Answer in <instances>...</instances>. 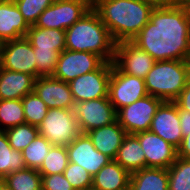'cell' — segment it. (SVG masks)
Here are the masks:
<instances>
[{
	"instance_id": "21",
	"label": "cell",
	"mask_w": 190,
	"mask_h": 190,
	"mask_svg": "<svg viewBox=\"0 0 190 190\" xmlns=\"http://www.w3.org/2000/svg\"><path fill=\"white\" fill-rule=\"evenodd\" d=\"M131 174L111 160L92 177L91 190H129Z\"/></svg>"
},
{
	"instance_id": "33",
	"label": "cell",
	"mask_w": 190,
	"mask_h": 190,
	"mask_svg": "<svg viewBox=\"0 0 190 190\" xmlns=\"http://www.w3.org/2000/svg\"><path fill=\"white\" fill-rule=\"evenodd\" d=\"M55 0H14L29 26L35 25L40 14Z\"/></svg>"
},
{
	"instance_id": "19",
	"label": "cell",
	"mask_w": 190,
	"mask_h": 190,
	"mask_svg": "<svg viewBox=\"0 0 190 190\" xmlns=\"http://www.w3.org/2000/svg\"><path fill=\"white\" fill-rule=\"evenodd\" d=\"M86 134L95 149L114 160L127 132L116 120L112 124L91 130Z\"/></svg>"
},
{
	"instance_id": "34",
	"label": "cell",
	"mask_w": 190,
	"mask_h": 190,
	"mask_svg": "<svg viewBox=\"0 0 190 190\" xmlns=\"http://www.w3.org/2000/svg\"><path fill=\"white\" fill-rule=\"evenodd\" d=\"M63 174L74 190L92 188V176L79 164L68 162Z\"/></svg>"
},
{
	"instance_id": "7",
	"label": "cell",
	"mask_w": 190,
	"mask_h": 190,
	"mask_svg": "<svg viewBox=\"0 0 190 190\" xmlns=\"http://www.w3.org/2000/svg\"><path fill=\"white\" fill-rule=\"evenodd\" d=\"M147 95L144 79L126 74L112 64L108 97L116 112Z\"/></svg>"
},
{
	"instance_id": "20",
	"label": "cell",
	"mask_w": 190,
	"mask_h": 190,
	"mask_svg": "<svg viewBox=\"0 0 190 190\" xmlns=\"http://www.w3.org/2000/svg\"><path fill=\"white\" fill-rule=\"evenodd\" d=\"M35 77L0 67V100L22 99L34 92Z\"/></svg>"
},
{
	"instance_id": "24",
	"label": "cell",
	"mask_w": 190,
	"mask_h": 190,
	"mask_svg": "<svg viewBox=\"0 0 190 190\" xmlns=\"http://www.w3.org/2000/svg\"><path fill=\"white\" fill-rule=\"evenodd\" d=\"M26 39L33 48L62 52L65 50V31L30 26Z\"/></svg>"
},
{
	"instance_id": "13",
	"label": "cell",
	"mask_w": 190,
	"mask_h": 190,
	"mask_svg": "<svg viewBox=\"0 0 190 190\" xmlns=\"http://www.w3.org/2000/svg\"><path fill=\"white\" fill-rule=\"evenodd\" d=\"M31 43L26 37L6 41L3 49L2 68L26 73L37 79L36 58Z\"/></svg>"
},
{
	"instance_id": "8",
	"label": "cell",
	"mask_w": 190,
	"mask_h": 190,
	"mask_svg": "<svg viewBox=\"0 0 190 190\" xmlns=\"http://www.w3.org/2000/svg\"><path fill=\"white\" fill-rule=\"evenodd\" d=\"M113 62H104L97 70L78 76L69 82L75 103L108 97Z\"/></svg>"
},
{
	"instance_id": "2",
	"label": "cell",
	"mask_w": 190,
	"mask_h": 190,
	"mask_svg": "<svg viewBox=\"0 0 190 190\" xmlns=\"http://www.w3.org/2000/svg\"><path fill=\"white\" fill-rule=\"evenodd\" d=\"M92 8L118 43L131 41L150 21L155 7L141 0H93Z\"/></svg>"
},
{
	"instance_id": "38",
	"label": "cell",
	"mask_w": 190,
	"mask_h": 190,
	"mask_svg": "<svg viewBox=\"0 0 190 190\" xmlns=\"http://www.w3.org/2000/svg\"><path fill=\"white\" fill-rule=\"evenodd\" d=\"M183 139L177 149V157L190 159V131H182Z\"/></svg>"
},
{
	"instance_id": "15",
	"label": "cell",
	"mask_w": 190,
	"mask_h": 190,
	"mask_svg": "<svg viewBox=\"0 0 190 190\" xmlns=\"http://www.w3.org/2000/svg\"><path fill=\"white\" fill-rule=\"evenodd\" d=\"M149 130L176 149L179 148L183 139V133L180 127L179 107L175 102L163 101L160 104Z\"/></svg>"
},
{
	"instance_id": "17",
	"label": "cell",
	"mask_w": 190,
	"mask_h": 190,
	"mask_svg": "<svg viewBox=\"0 0 190 190\" xmlns=\"http://www.w3.org/2000/svg\"><path fill=\"white\" fill-rule=\"evenodd\" d=\"M34 92L45 102L48 109H73L74 100L69 84L52 76L35 79Z\"/></svg>"
},
{
	"instance_id": "43",
	"label": "cell",
	"mask_w": 190,
	"mask_h": 190,
	"mask_svg": "<svg viewBox=\"0 0 190 190\" xmlns=\"http://www.w3.org/2000/svg\"><path fill=\"white\" fill-rule=\"evenodd\" d=\"M0 190H11L3 179L0 180Z\"/></svg>"
},
{
	"instance_id": "36",
	"label": "cell",
	"mask_w": 190,
	"mask_h": 190,
	"mask_svg": "<svg viewBox=\"0 0 190 190\" xmlns=\"http://www.w3.org/2000/svg\"><path fill=\"white\" fill-rule=\"evenodd\" d=\"M41 176L42 190H74L63 173Z\"/></svg>"
},
{
	"instance_id": "35",
	"label": "cell",
	"mask_w": 190,
	"mask_h": 190,
	"mask_svg": "<svg viewBox=\"0 0 190 190\" xmlns=\"http://www.w3.org/2000/svg\"><path fill=\"white\" fill-rule=\"evenodd\" d=\"M36 58L37 78L40 76H52L55 71L60 52L51 50H38L33 48Z\"/></svg>"
},
{
	"instance_id": "26",
	"label": "cell",
	"mask_w": 190,
	"mask_h": 190,
	"mask_svg": "<svg viewBox=\"0 0 190 190\" xmlns=\"http://www.w3.org/2000/svg\"><path fill=\"white\" fill-rule=\"evenodd\" d=\"M11 190H42V176L37 169L24 168L4 179Z\"/></svg>"
},
{
	"instance_id": "32",
	"label": "cell",
	"mask_w": 190,
	"mask_h": 190,
	"mask_svg": "<svg viewBox=\"0 0 190 190\" xmlns=\"http://www.w3.org/2000/svg\"><path fill=\"white\" fill-rule=\"evenodd\" d=\"M10 146L18 151L25 149L39 134L38 127L21 124L5 130Z\"/></svg>"
},
{
	"instance_id": "18",
	"label": "cell",
	"mask_w": 190,
	"mask_h": 190,
	"mask_svg": "<svg viewBox=\"0 0 190 190\" xmlns=\"http://www.w3.org/2000/svg\"><path fill=\"white\" fill-rule=\"evenodd\" d=\"M29 28L14 0H0L1 40L6 42L26 37Z\"/></svg>"
},
{
	"instance_id": "12",
	"label": "cell",
	"mask_w": 190,
	"mask_h": 190,
	"mask_svg": "<svg viewBox=\"0 0 190 190\" xmlns=\"http://www.w3.org/2000/svg\"><path fill=\"white\" fill-rule=\"evenodd\" d=\"M155 60L132 41L116 43L113 64L122 72L145 79Z\"/></svg>"
},
{
	"instance_id": "39",
	"label": "cell",
	"mask_w": 190,
	"mask_h": 190,
	"mask_svg": "<svg viewBox=\"0 0 190 190\" xmlns=\"http://www.w3.org/2000/svg\"><path fill=\"white\" fill-rule=\"evenodd\" d=\"M180 127L182 131H190V112L179 108Z\"/></svg>"
},
{
	"instance_id": "6",
	"label": "cell",
	"mask_w": 190,
	"mask_h": 190,
	"mask_svg": "<svg viewBox=\"0 0 190 190\" xmlns=\"http://www.w3.org/2000/svg\"><path fill=\"white\" fill-rule=\"evenodd\" d=\"M91 8V0H55L40 14L34 26L65 31Z\"/></svg>"
},
{
	"instance_id": "37",
	"label": "cell",
	"mask_w": 190,
	"mask_h": 190,
	"mask_svg": "<svg viewBox=\"0 0 190 190\" xmlns=\"http://www.w3.org/2000/svg\"><path fill=\"white\" fill-rule=\"evenodd\" d=\"M174 102L181 110L190 112V79Z\"/></svg>"
},
{
	"instance_id": "31",
	"label": "cell",
	"mask_w": 190,
	"mask_h": 190,
	"mask_svg": "<svg viewBox=\"0 0 190 190\" xmlns=\"http://www.w3.org/2000/svg\"><path fill=\"white\" fill-rule=\"evenodd\" d=\"M68 153L64 146H52L38 172L41 175L64 173L68 165Z\"/></svg>"
},
{
	"instance_id": "25",
	"label": "cell",
	"mask_w": 190,
	"mask_h": 190,
	"mask_svg": "<svg viewBox=\"0 0 190 190\" xmlns=\"http://www.w3.org/2000/svg\"><path fill=\"white\" fill-rule=\"evenodd\" d=\"M24 168L22 151L13 149L5 131L0 130V179Z\"/></svg>"
},
{
	"instance_id": "27",
	"label": "cell",
	"mask_w": 190,
	"mask_h": 190,
	"mask_svg": "<svg viewBox=\"0 0 190 190\" xmlns=\"http://www.w3.org/2000/svg\"><path fill=\"white\" fill-rule=\"evenodd\" d=\"M25 123L21 99L0 100V130Z\"/></svg>"
},
{
	"instance_id": "11",
	"label": "cell",
	"mask_w": 190,
	"mask_h": 190,
	"mask_svg": "<svg viewBox=\"0 0 190 190\" xmlns=\"http://www.w3.org/2000/svg\"><path fill=\"white\" fill-rule=\"evenodd\" d=\"M105 61L95 53L64 50L60 53L52 77L66 83L97 70Z\"/></svg>"
},
{
	"instance_id": "4",
	"label": "cell",
	"mask_w": 190,
	"mask_h": 190,
	"mask_svg": "<svg viewBox=\"0 0 190 190\" xmlns=\"http://www.w3.org/2000/svg\"><path fill=\"white\" fill-rule=\"evenodd\" d=\"M190 79V61H155L144 81L148 95L174 102Z\"/></svg>"
},
{
	"instance_id": "1",
	"label": "cell",
	"mask_w": 190,
	"mask_h": 190,
	"mask_svg": "<svg viewBox=\"0 0 190 190\" xmlns=\"http://www.w3.org/2000/svg\"><path fill=\"white\" fill-rule=\"evenodd\" d=\"M155 61H190V14L188 7H155L150 21L131 40Z\"/></svg>"
},
{
	"instance_id": "28",
	"label": "cell",
	"mask_w": 190,
	"mask_h": 190,
	"mask_svg": "<svg viewBox=\"0 0 190 190\" xmlns=\"http://www.w3.org/2000/svg\"><path fill=\"white\" fill-rule=\"evenodd\" d=\"M52 146L48 139L38 134L36 138L22 150L26 168L38 170Z\"/></svg>"
},
{
	"instance_id": "5",
	"label": "cell",
	"mask_w": 190,
	"mask_h": 190,
	"mask_svg": "<svg viewBox=\"0 0 190 190\" xmlns=\"http://www.w3.org/2000/svg\"><path fill=\"white\" fill-rule=\"evenodd\" d=\"M39 134L53 146L67 147L82 132L72 109H48L46 117L38 126Z\"/></svg>"
},
{
	"instance_id": "22",
	"label": "cell",
	"mask_w": 190,
	"mask_h": 190,
	"mask_svg": "<svg viewBox=\"0 0 190 190\" xmlns=\"http://www.w3.org/2000/svg\"><path fill=\"white\" fill-rule=\"evenodd\" d=\"M130 174L146 168L144 151L134 134H127L114 159Z\"/></svg>"
},
{
	"instance_id": "23",
	"label": "cell",
	"mask_w": 190,
	"mask_h": 190,
	"mask_svg": "<svg viewBox=\"0 0 190 190\" xmlns=\"http://www.w3.org/2000/svg\"><path fill=\"white\" fill-rule=\"evenodd\" d=\"M129 190H168V170L146 167L131 173Z\"/></svg>"
},
{
	"instance_id": "30",
	"label": "cell",
	"mask_w": 190,
	"mask_h": 190,
	"mask_svg": "<svg viewBox=\"0 0 190 190\" xmlns=\"http://www.w3.org/2000/svg\"><path fill=\"white\" fill-rule=\"evenodd\" d=\"M21 100L25 122L38 127L47 115V105L35 92L27 94Z\"/></svg>"
},
{
	"instance_id": "41",
	"label": "cell",
	"mask_w": 190,
	"mask_h": 190,
	"mask_svg": "<svg viewBox=\"0 0 190 190\" xmlns=\"http://www.w3.org/2000/svg\"><path fill=\"white\" fill-rule=\"evenodd\" d=\"M174 5L186 6L190 5V0H173Z\"/></svg>"
},
{
	"instance_id": "16",
	"label": "cell",
	"mask_w": 190,
	"mask_h": 190,
	"mask_svg": "<svg viewBox=\"0 0 190 190\" xmlns=\"http://www.w3.org/2000/svg\"><path fill=\"white\" fill-rule=\"evenodd\" d=\"M144 151L146 167L168 169L177 158V149L154 132L147 130L134 134Z\"/></svg>"
},
{
	"instance_id": "14",
	"label": "cell",
	"mask_w": 190,
	"mask_h": 190,
	"mask_svg": "<svg viewBox=\"0 0 190 190\" xmlns=\"http://www.w3.org/2000/svg\"><path fill=\"white\" fill-rule=\"evenodd\" d=\"M68 160L79 164L94 177L97 172L112 159L95 149L86 133H81L67 147Z\"/></svg>"
},
{
	"instance_id": "9",
	"label": "cell",
	"mask_w": 190,
	"mask_h": 190,
	"mask_svg": "<svg viewBox=\"0 0 190 190\" xmlns=\"http://www.w3.org/2000/svg\"><path fill=\"white\" fill-rule=\"evenodd\" d=\"M163 101L147 95L117 111L118 123L127 134H136L150 129L152 119Z\"/></svg>"
},
{
	"instance_id": "42",
	"label": "cell",
	"mask_w": 190,
	"mask_h": 190,
	"mask_svg": "<svg viewBox=\"0 0 190 190\" xmlns=\"http://www.w3.org/2000/svg\"><path fill=\"white\" fill-rule=\"evenodd\" d=\"M4 45H5V41L0 39V67L2 66Z\"/></svg>"
},
{
	"instance_id": "29",
	"label": "cell",
	"mask_w": 190,
	"mask_h": 190,
	"mask_svg": "<svg viewBox=\"0 0 190 190\" xmlns=\"http://www.w3.org/2000/svg\"><path fill=\"white\" fill-rule=\"evenodd\" d=\"M168 170V190H190V159L177 157Z\"/></svg>"
},
{
	"instance_id": "40",
	"label": "cell",
	"mask_w": 190,
	"mask_h": 190,
	"mask_svg": "<svg viewBox=\"0 0 190 190\" xmlns=\"http://www.w3.org/2000/svg\"><path fill=\"white\" fill-rule=\"evenodd\" d=\"M141 1L150 3L154 7H165L174 4L173 0H141Z\"/></svg>"
},
{
	"instance_id": "10",
	"label": "cell",
	"mask_w": 190,
	"mask_h": 190,
	"mask_svg": "<svg viewBox=\"0 0 190 190\" xmlns=\"http://www.w3.org/2000/svg\"><path fill=\"white\" fill-rule=\"evenodd\" d=\"M72 110L82 133L112 124L117 120V112L109 97L74 103Z\"/></svg>"
},
{
	"instance_id": "3",
	"label": "cell",
	"mask_w": 190,
	"mask_h": 190,
	"mask_svg": "<svg viewBox=\"0 0 190 190\" xmlns=\"http://www.w3.org/2000/svg\"><path fill=\"white\" fill-rule=\"evenodd\" d=\"M115 47L116 42L93 8L65 30L66 50L95 53L105 62H113Z\"/></svg>"
}]
</instances>
